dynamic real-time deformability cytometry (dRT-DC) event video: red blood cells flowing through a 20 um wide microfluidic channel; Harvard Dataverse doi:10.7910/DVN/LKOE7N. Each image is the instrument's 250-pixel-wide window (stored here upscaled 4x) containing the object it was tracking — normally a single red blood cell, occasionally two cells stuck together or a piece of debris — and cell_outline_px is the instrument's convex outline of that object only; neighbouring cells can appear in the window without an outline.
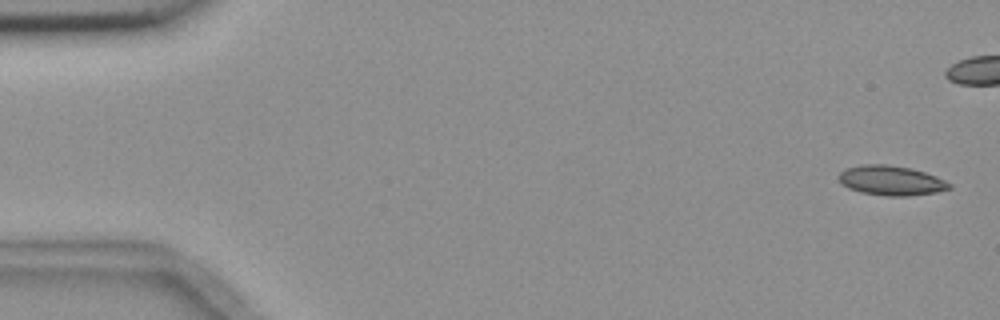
{"species": "common noctule bat (a hibernating species)", "species_latin": "Nyctalus noctula", "temperature_condition": "room temperature", "stored_images_in_passage": 16, "camera_frame_rate_fps": 3000, "um_per_image_px": 0.085, "animal": {"sex": "female", "body_mass_g": 18.4}, "frame": {"image": 1, "passage_image": 1, "time_ms": 0.0, "image_size_px": [1000, 320], "cell_outline_px": [[952, 188], [936, 192], [908, 196], [888, 196], [860, 192], [848, 188], [840, 184], [836, 176], [840, 172], [848, 168], [860, 164], [888, 164], [912, 168], [936, 176], [952, 184]], "centroid_in_image_um": [75.71, 15.34], "position_along_channel_um": 9.3, "area_um2": 19.36}}
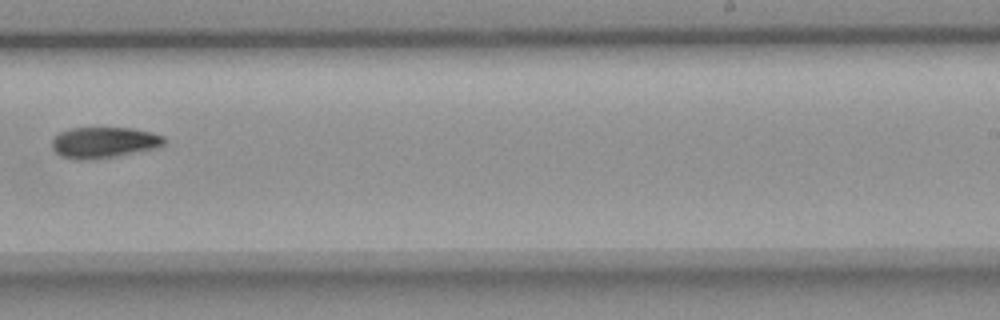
{"frame": {"image": 2, "passage_image": 11, "time_ms": 12.667, "image_size_px": [1000, 320], "cell_outline_px": [[164, 144], [156, 148], [112, 156], [60, 156], [52, 148], [52, 136], [60, 132], [72, 128], [132, 128], [152, 132], [164, 136]], "centroid_in_image_um": [8.86, 12.04], "position_along_channel_um": 280.1, "area_um2": 19.25}}
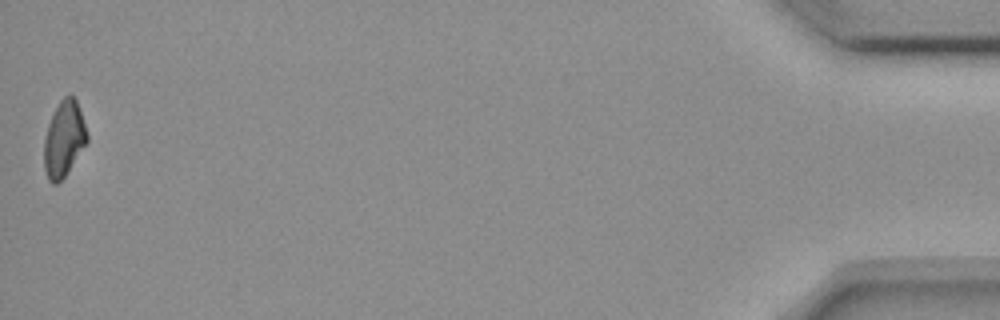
{"frame": {"image": 3, "passage_image": 16, "time_ms": 19.333, "image_size_px": [1000, 320], "cell_outline_px": [[88, 140], [64, 176], [56, 184], [52, 184], [48, 180], [44, 168], [44, 140], [48, 124], [60, 100], [64, 96], [72, 96], [76, 100], [88, 136]], "centroid_in_image_um": [5.41, 11.83], "position_along_channel_um": 429.8, "area_um2": 18.44}}